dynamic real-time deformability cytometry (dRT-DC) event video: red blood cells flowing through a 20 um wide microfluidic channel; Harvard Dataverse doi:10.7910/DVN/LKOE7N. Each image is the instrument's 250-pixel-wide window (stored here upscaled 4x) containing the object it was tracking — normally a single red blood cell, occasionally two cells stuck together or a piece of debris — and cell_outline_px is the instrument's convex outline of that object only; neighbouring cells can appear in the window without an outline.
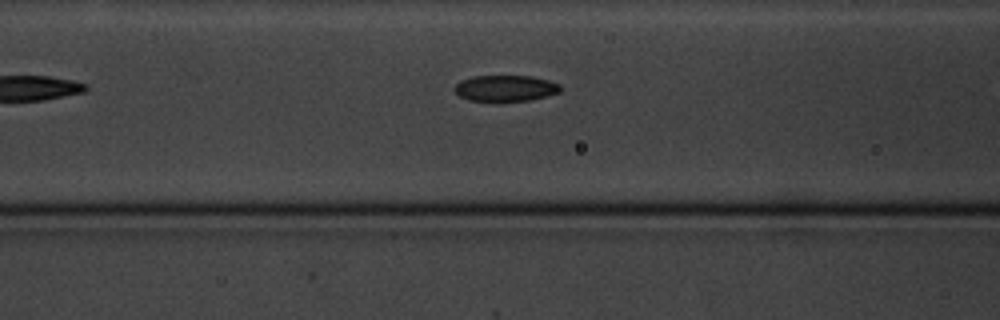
{"species": "common noctule bat (a hibernating species)", "species_latin": "Nyctalus noctula", "temperature_condition": "cold", "stored_images_in_passage": 6, "camera_frame_rate_fps": 3000, "um_per_image_px": 0.085, "animal": {"sex": "male", "body_mass_g": 20.1, "forearm_length_mm": 53.5}, "frame": {"image": 1, "passage_image": 5, "time_ms": 5.667, "image_size_px": [1000, 320], "cell_outline_px": [[560, 92], [528, 100], [496, 104], [468, 100], [460, 96], [452, 88], [460, 80], [472, 76], [532, 76], [548, 80], [560, 84]], "centroid_in_image_um": [42.9, 7.53], "position_along_channel_um": 123.7, "area_um2": 16.7}}